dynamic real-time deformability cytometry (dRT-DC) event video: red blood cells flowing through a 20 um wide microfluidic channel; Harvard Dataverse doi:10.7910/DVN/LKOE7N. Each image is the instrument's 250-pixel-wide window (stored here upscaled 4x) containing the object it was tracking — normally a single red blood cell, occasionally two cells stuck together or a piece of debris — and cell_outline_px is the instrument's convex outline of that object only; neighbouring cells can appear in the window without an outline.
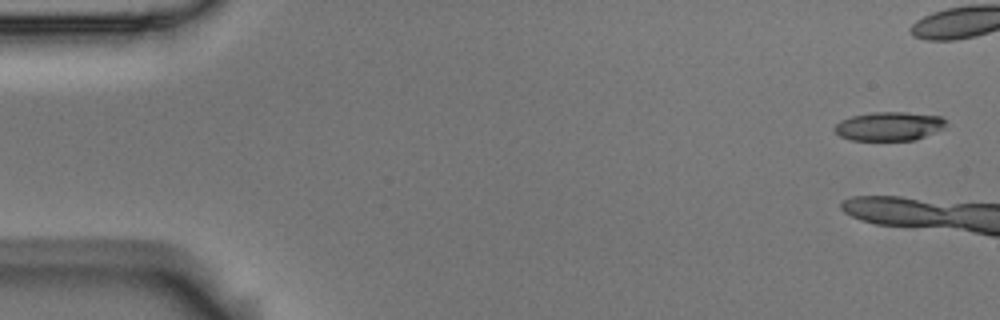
{"species": "Egyptian fruit bat (a non-hibernating species)", "species_latin": "Rousettus aegyptiacus", "temperature_condition": "room temperature", "stored_images_in_passage": 12, "camera_frame_rate_fps": 3000, "um_per_image_px": 0.085, "animal": {"sex": "male"}, "frame": {"image": 1, "passage_image": 1, "time_ms": 0.0, "image_size_px": [1000, 320], "cell_outline_px": [[948, 128], [916, 140], [852, 140], [840, 136], [832, 128], [840, 120], [852, 116], [872, 112], [904, 112], [940, 116], [948, 120]], "centroid_in_image_um": [75.65, 10.73], "position_along_channel_um": 9.4, "area_um2": 19.07}}